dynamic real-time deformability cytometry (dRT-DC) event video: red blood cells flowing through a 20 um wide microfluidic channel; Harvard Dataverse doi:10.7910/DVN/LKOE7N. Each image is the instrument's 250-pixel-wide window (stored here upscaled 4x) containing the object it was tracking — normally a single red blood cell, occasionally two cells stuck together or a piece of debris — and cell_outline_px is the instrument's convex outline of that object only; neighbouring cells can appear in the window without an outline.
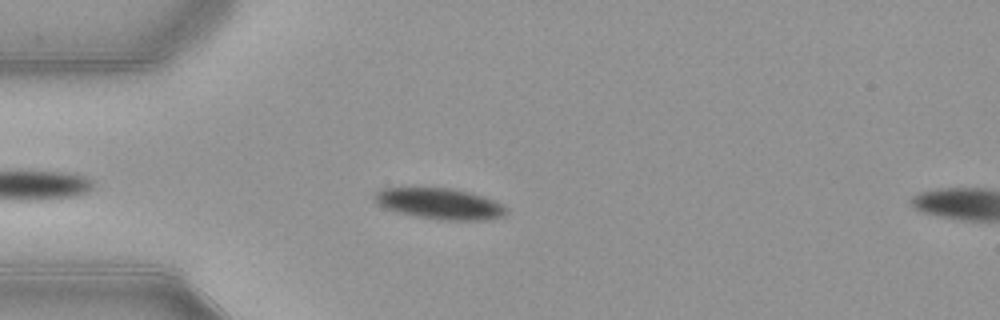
{"species": "common noctule bat (a hibernating species)", "species_latin": "Nyctalus noctula", "temperature_condition": "warm", "stored_images_in_passage": 36, "camera_frame_rate_fps": 3000, "um_per_image_px": 0.085, "animal": {"sex": "female", "body_mass_g": 21.9}, "frame": {"image": 1, "passage_image": 5, "time_ms": 1.333, "image_size_px": [1000, 320], "cell_outline_px": [[508, 212], [500, 216], [484, 220], [440, 220], [412, 216], [396, 212], [384, 208], [372, 196], [376, 192], [384, 188], [452, 188], [468, 192], [492, 200], [508, 208]], "centroid_in_image_um": [37.34, 17.32], "position_along_channel_um": 47.7, "area_um2": 23.58}}
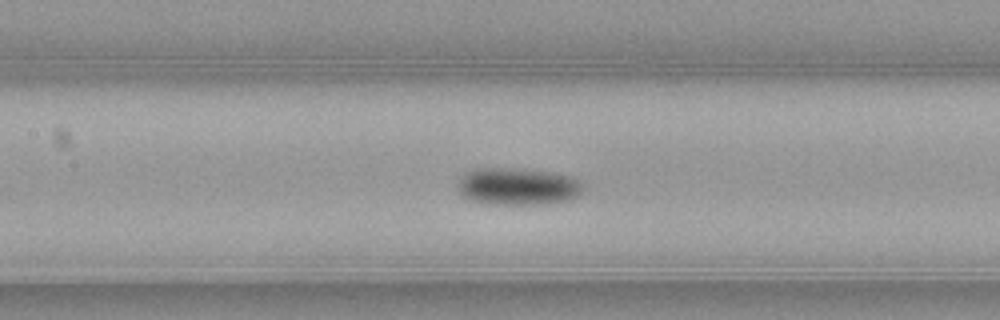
{"frame": {"image": 2, "passage_image": 15, "time_ms": 4.667, "image_size_px": [1000, 320], "cell_outline_px": [[584, 188], [576, 196], [568, 200], [540, 204], [488, 204], [472, 200], [464, 196], [460, 192], [460, 180], [472, 168], [516, 168], [552, 172], [572, 176], [584, 184]], "centroid_in_image_um": [44.05, 15.84], "position_along_channel_um": 163.3, "area_um2": 26.99}}
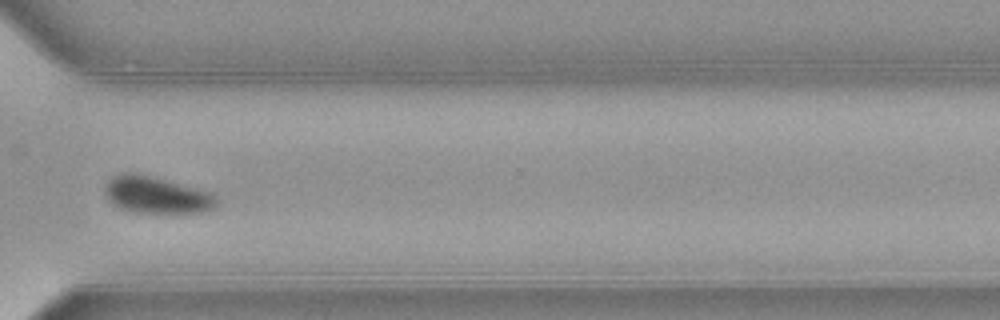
{"frame": {"image": 3, "passage_image": 30, "time_ms": 9.667, "image_size_px": [1000, 320], "cell_outline_px": [[220, 200], [208, 212], [172, 216], [132, 212], [120, 208], [108, 200], [104, 192], [104, 184], [108, 180], [120, 172], [136, 172], [156, 176], [212, 192]], "centroid_in_image_um": [13.35, 16.6], "position_along_channel_um": 357.3, "area_um2": 25.61}, "authors_computed_cell_mechanics": {"area_um2": 25.4609, "velocity_mm_per_s": 3.8843, "shape_relaxation_time_tau1_ms": 3.4315, "shape_relaxation_time_tau2_ms": null, "deformation_change_tau1": 0.1042, "deformation_change_tau2": null}}